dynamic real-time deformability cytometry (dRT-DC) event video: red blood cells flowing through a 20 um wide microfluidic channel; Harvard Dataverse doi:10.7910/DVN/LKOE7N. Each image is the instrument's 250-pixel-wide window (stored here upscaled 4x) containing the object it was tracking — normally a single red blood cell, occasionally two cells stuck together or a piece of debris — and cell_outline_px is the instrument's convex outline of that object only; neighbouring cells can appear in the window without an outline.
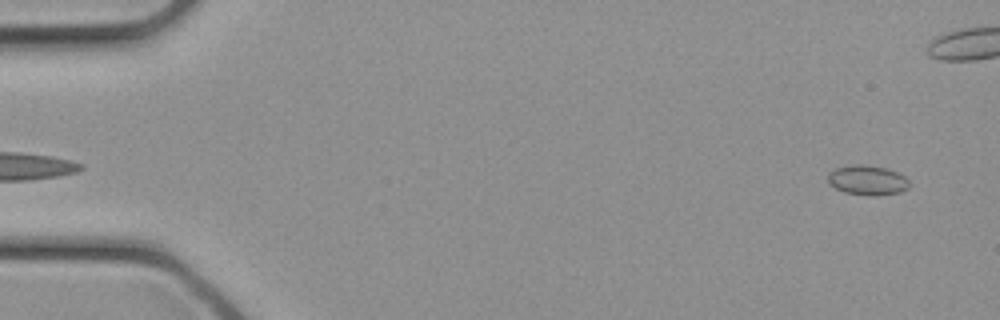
{"species": "common noctule bat (a hibernating species)", "species_latin": "Nyctalus noctula", "temperature_condition": "cold", "stored_images_in_passage": 32, "camera_frame_rate_fps": 3000, "um_per_image_px": 0.085, "animal": {"sex": "female", "body_mass_g": 21.9}, "frame": {"image": 1, "passage_image": 1, "time_ms": 0.0, "image_size_px": [1000, 320], "cell_outline_px": [[908, 188], [900, 192], [876, 196], [844, 192], [828, 184], [828, 172], [836, 168], [848, 164], [864, 164], [888, 168], [904, 176], [908, 180]], "centroid_in_image_um": [73.7, 15.3], "position_along_channel_um": 11.3, "area_um2": 14.22}}
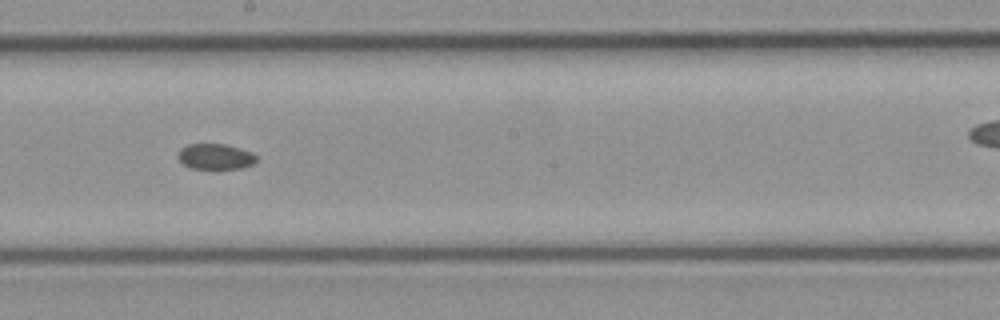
{"frame": {"image": 2, "passage_image": 17, "time_ms": 5.333, "image_size_px": [1000, 320], "cell_outline_px": [[256, 164], [244, 168], [192, 168], [184, 164], [176, 156], [180, 148], [188, 144], [224, 144], [240, 148], [252, 152], [256, 156]], "centroid_in_image_um": [18.33, 13.3], "position_along_channel_um": 229.9, "area_um2": 11.73}}
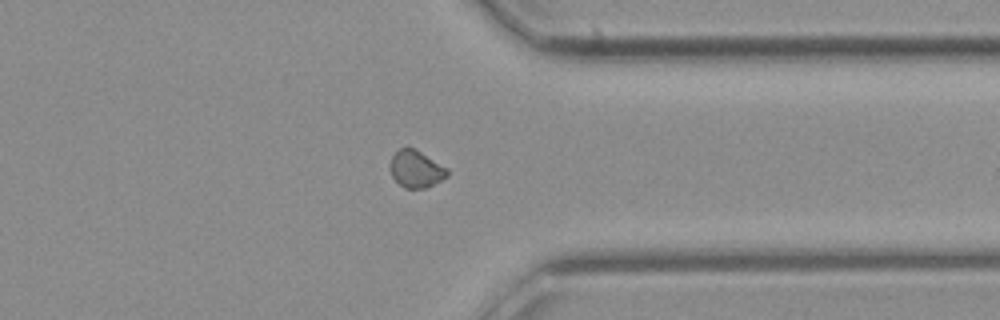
{"frame": {"image": 3, "passage_image": 24, "time_ms": 7.667, "image_size_px": [1000, 320], "cell_outline_px": [[448, 176], [424, 188], [404, 188], [392, 176], [388, 168], [392, 156], [400, 148], [416, 148], [448, 168]], "centroid_in_image_um": [35.35, 14.35], "position_along_channel_um": 376.1, "area_um2": 12.37}}